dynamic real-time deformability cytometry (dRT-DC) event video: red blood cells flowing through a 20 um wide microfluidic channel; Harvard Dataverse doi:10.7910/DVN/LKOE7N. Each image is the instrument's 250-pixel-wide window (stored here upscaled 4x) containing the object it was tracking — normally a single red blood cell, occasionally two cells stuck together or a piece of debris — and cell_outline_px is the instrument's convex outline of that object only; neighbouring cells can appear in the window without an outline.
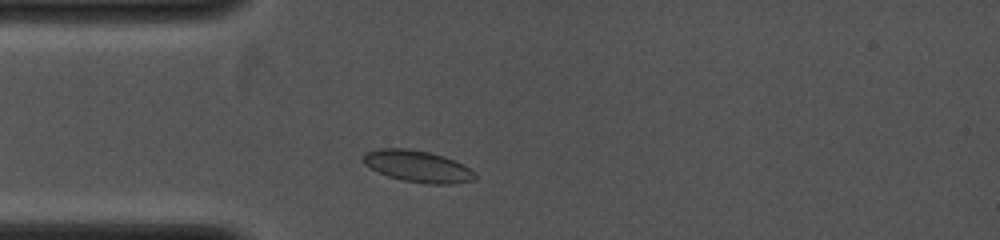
{"species": "common noctule bat (a hibernating species)", "species_latin": "Nyctalus noctula", "temperature_condition": "cold", "stored_images_in_passage": 29, "camera_frame_rate_fps": 4000, "um_per_image_px": 0.085, "animal": {"sex": "female", "body_mass_g": 19.0, "forearm_length_mm": 53.3}, "frame": {"image": 1, "passage_image": 4, "time_ms": 1.0, "image_size_px": [1000, 240], "cell_outline_px": [[476, 180], [452, 184], [428, 184], [404, 180], [388, 176], [364, 164], [364, 152], [380, 148], [408, 148], [428, 152], [444, 156], [476, 172]], "centroid_in_image_um": [35.52, 14.13], "position_along_channel_um": 49.5, "area_um2": 20.4}}
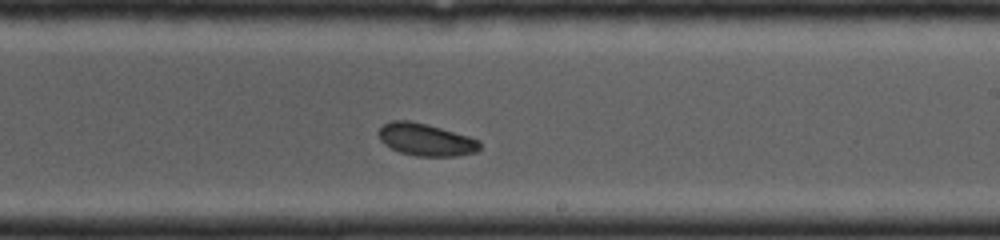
{"frame": {"image": 2, "passage_image": 19, "time_ms": 5.75, "image_size_px": [1000, 240], "cell_outline_px": [[480, 148], [476, 152], [460, 156], [416, 156], [400, 152], [384, 144], [380, 140], [376, 132], [384, 124], [392, 120], [408, 120], [428, 124], [468, 136], [480, 140]], "centroid_in_image_um": [36.19, 11.87], "position_along_channel_um": 252.8, "area_um2": 19.19}}
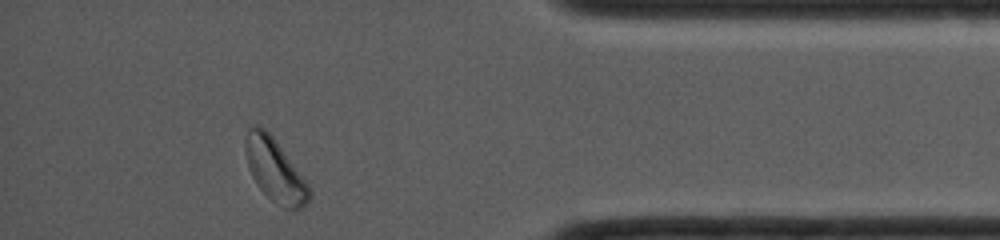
{"frame": {"image": 3, "passage_image": 29, "time_ms": 9.75, "image_size_px": [1000, 240], "cell_outline_px": [[312, 196], [308, 204], [300, 208], [284, 208], [276, 204], [256, 184], [248, 168], [244, 148], [244, 140], [248, 128], [256, 124], [264, 128], [272, 136], [308, 184], [312, 192]], "centroid_in_image_um": [23.35, 14.47], "position_along_channel_um": 411.9, "area_um2": 23.29}}